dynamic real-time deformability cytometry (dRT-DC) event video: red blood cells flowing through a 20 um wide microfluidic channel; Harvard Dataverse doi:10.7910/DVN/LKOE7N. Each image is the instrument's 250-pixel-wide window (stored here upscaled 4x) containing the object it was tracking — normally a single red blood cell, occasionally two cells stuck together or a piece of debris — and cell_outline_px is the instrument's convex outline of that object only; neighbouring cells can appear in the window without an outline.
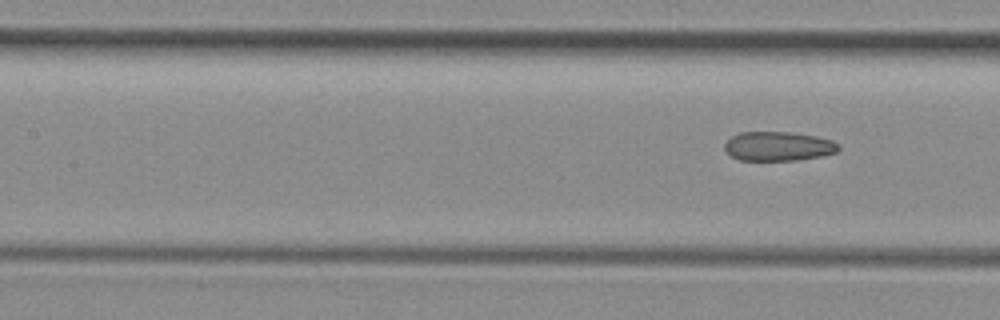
{"species": "common noctule bat (a hibernating species)", "species_latin": "Nyctalus noctula", "temperature_condition": "room temperature", "stored_images_in_passage": 8, "segment_of_instrument_passage": [2, 2], "camera_frame_rate_fps": 3000, "um_per_image_px": 0.085, "animal": {"sex": "female", "body_mass_g": 29.2, "forearm_length_mm": 56.3}, "frame": {"image": 1, "passage_image": 8, "time_ms": 2.333, "image_size_px": [1000, 320], "cell_outline_px": [[840, 148], [836, 152], [820, 156], [796, 160], [740, 160], [732, 156], [724, 148], [724, 144], [732, 136], [740, 132], [788, 132], [816, 136], [832, 140], [840, 144]], "centroid_in_image_um": [66.17, 12.42], "position_along_channel_um": 141.2, "area_um2": 19.31}}